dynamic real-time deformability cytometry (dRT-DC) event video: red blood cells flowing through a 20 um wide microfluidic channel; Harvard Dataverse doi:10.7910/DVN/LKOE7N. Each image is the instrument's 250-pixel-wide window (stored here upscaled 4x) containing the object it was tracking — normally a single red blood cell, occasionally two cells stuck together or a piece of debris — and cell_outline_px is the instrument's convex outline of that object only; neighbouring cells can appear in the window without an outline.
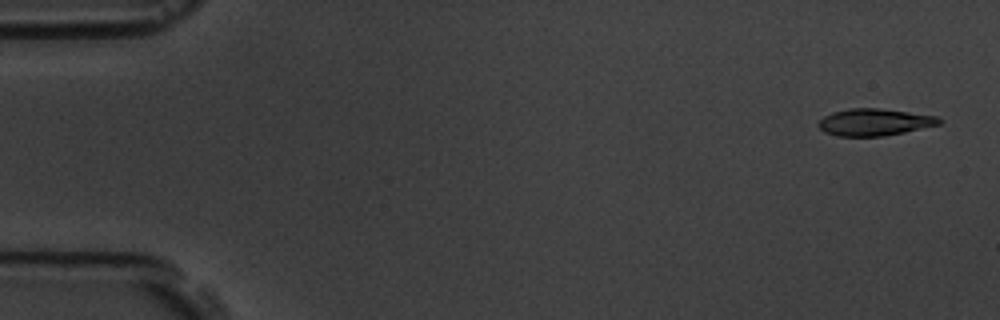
{"species": "common noctule bat (a hibernating species)", "species_latin": "Nyctalus noctula", "temperature_condition": "room temperature", "stored_images_in_passage": 5, "camera_frame_rate_fps": 3000, "um_per_image_px": 0.085, "animal": {"sex": "male", "body_mass_g": 19.5, "forearm_length_mm": 54.6}, "frame": {"image": 1, "passage_image": 1, "time_ms": 0.0, "image_size_px": [1000, 320], "cell_outline_px": [[944, 120], [940, 124], [904, 132], [884, 136], [836, 136], [824, 132], [816, 124], [824, 116], [832, 112], [848, 108], [876, 108], [908, 112], [936, 116]], "centroid_in_image_um": [74.3, 10.38], "position_along_channel_um": 10.7, "area_um2": 18.96}}
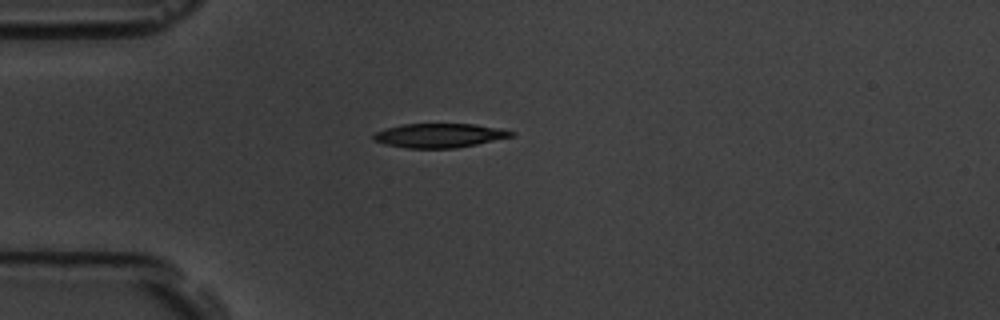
{"frame": {"image": 2, "passage_image": 5, "time_ms": 4.333, "image_size_px": [1000, 320], "cell_outline_px": [[516, 136], [456, 148], [404, 148], [384, 144], [372, 140], [372, 136], [376, 132], [388, 128], [404, 124], [476, 124], [500, 128], [516, 132]], "centroid_in_image_um": [37.38, 11.52], "position_along_channel_um": 47.6, "area_um2": 19.48}}